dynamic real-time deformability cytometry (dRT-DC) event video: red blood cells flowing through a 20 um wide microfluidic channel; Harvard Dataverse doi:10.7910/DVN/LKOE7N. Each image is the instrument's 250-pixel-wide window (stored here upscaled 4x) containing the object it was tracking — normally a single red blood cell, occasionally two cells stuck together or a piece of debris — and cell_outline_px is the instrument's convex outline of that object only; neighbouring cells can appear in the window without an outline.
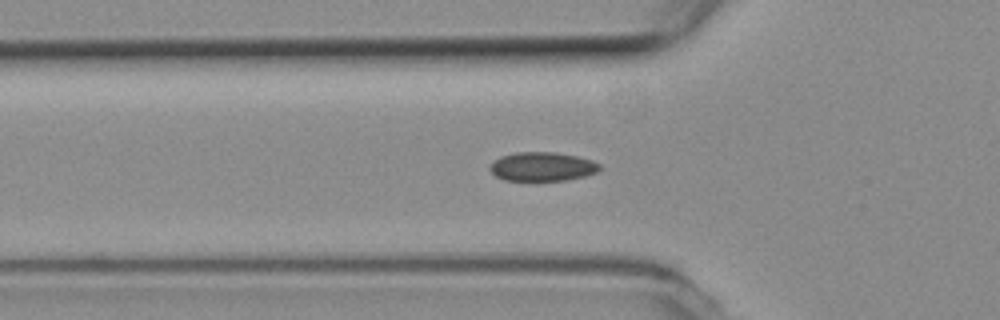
{"species": "common noctule bat (a hibernating species)", "species_latin": "Nyctalus noctula", "temperature_condition": "room temperature", "stored_images_in_passage": 43, "camera_frame_rate_fps": 3000, "um_per_image_px": 0.085, "animal": {"sex": "female", "body_mass_g": 19.3, "forearm_length_mm": 54.1}, "frame": {"image": 1, "passage_image": 13, "time_ms": 4.0, "image_size_px": [1000, 320], "cell_outline_px": [[600, 168], [596, 172], [584, 176], [568, 180], [504, 180], [496, 176], [488, 168], [500, 156], [516, 152], [556, 152], [576, 156], [592, 160], [600, 164]], "centroid_in_image_um": [46.1, 14.15], "position_along_channel_um": 79.7, "area_um2": 18.38}}
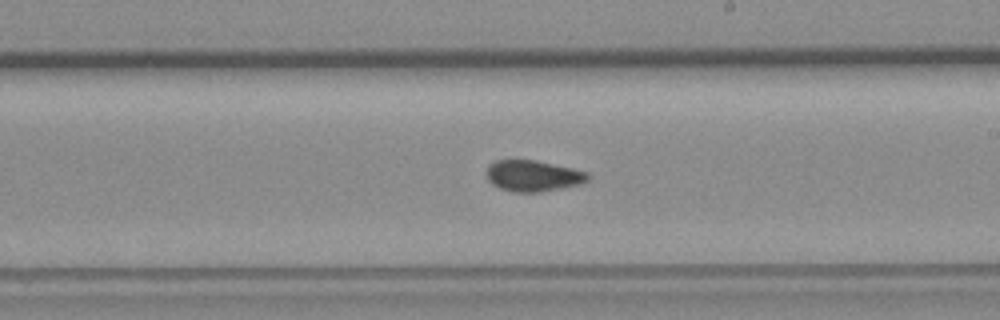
{"frame": {"image": 2, "passage_image": 26, "time_ms": 8.333, "image_size_px": [1000, 320], "cell_outline_px": [[592, 176], [588, 180], [580, 184], [540, 192], [512, 192], [500, 188], [492, 184], [488, 180], [484, 172], [488, 164], [496, 160], [536, 160], [572, 168], [588, 172]], "centroid_in_image_um": [45.28, 14.94], "position_along_channel_um": 243.7, "area_um2": 18.61}}
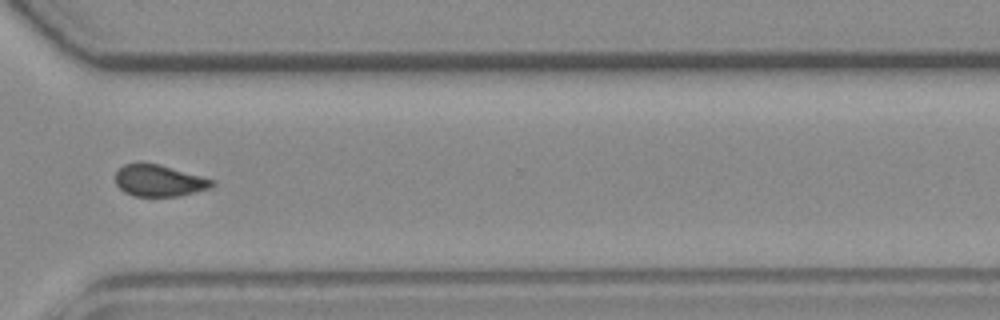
{"frame": {"image": 3, "passage_image": 35, "time_ms": 11.333, "image_size_px": [1000, 320], "cell_outline_px": [[216, 184], [212, 188], [180, 196], [132, 196], [124, 192], [116, 184], [116, 172], [124, 164], [160, 164], [216, 180]], "centroid_in_image_um": [13.58, 15.37], "position_along_channel_um": 357.0, "area_um2": 17.86}, "authors_computed_cell_mechanics": {"area_um2": 18.5538, "velocity_mm_per_s": 3.783, "shape_relaxation_time_tau1_ms": null, "shape_relaxation_time_tau2_ms": 2.4997, "deformation_change_tau1": null, "deformation_change_tau2": 0.0501}}